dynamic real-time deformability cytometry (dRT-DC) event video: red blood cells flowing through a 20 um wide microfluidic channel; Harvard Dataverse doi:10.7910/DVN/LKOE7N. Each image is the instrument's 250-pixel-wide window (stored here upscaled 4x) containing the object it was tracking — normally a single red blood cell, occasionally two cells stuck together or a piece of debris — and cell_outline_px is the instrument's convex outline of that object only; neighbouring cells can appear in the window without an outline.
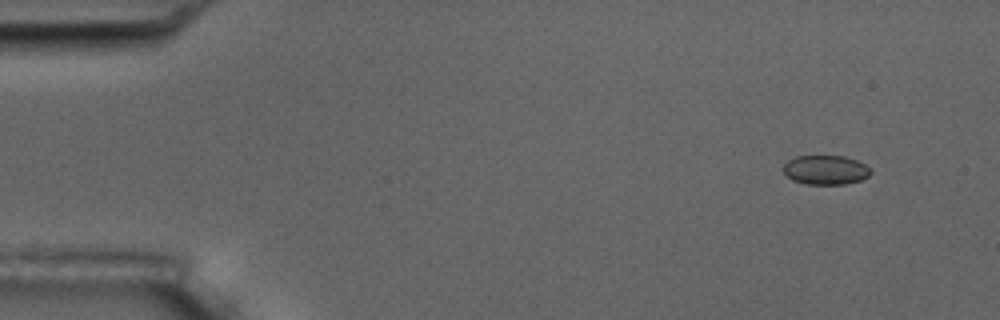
{"species": "common noctule bat (a hibernating species)", "species_latin": "Nyctalus noctula", "temperature_condition": "room temperature", "stored_images_in_passage": 16, "camera_frame_rate_fps": 3000, "um_per_image_px": 0.085, "animal": {"sex": "male", "body_mass_g": 17.5, "forearm_length_mm": 52.3}, "frame": {"image": 1, "passage_image": 1, "time_ms": 0.0, "image_size_px": [1000, 320], "cell_outline_px": [[872, 172], [868, 176], [860, 180], [844, 184], [808, 184], [792, 180], [784, 172], [784, 164], [788, 160], [796, 156], [844, 156], [856, 160], [864, 164]], "centroid_in_image_um": [70.17, 14.44], "position_along_channel_um": 14.8, "area_um2": 14.74}}
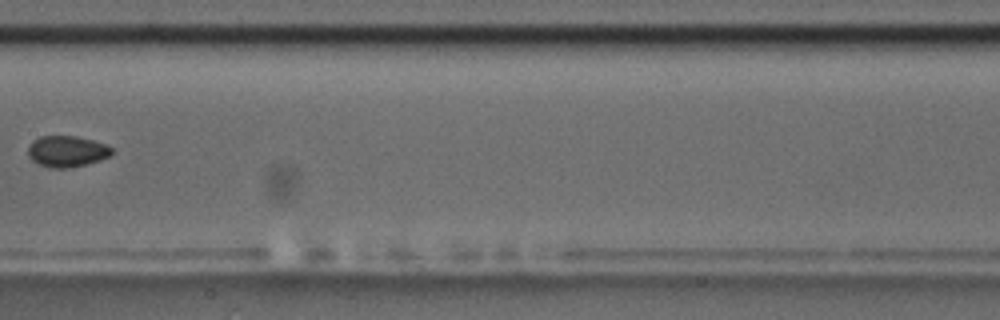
{"frame": {"image": 2, "passage_image": 8, "time_ms": 8.333, "image_size_px": [1000, 320], "cell_outline_px": [[112, 156], [88, 164], [68, 168], [52, 168], [36, 164], [28, 156], [28, 148], [32, 140], [40, 136], [76, 136], [92, 140], [104, 144], [112, 148]], "centroid_in_image_um": [5.67, 12.87], "position_along_channel_um": 201.7, "area_um2": 15.37}}
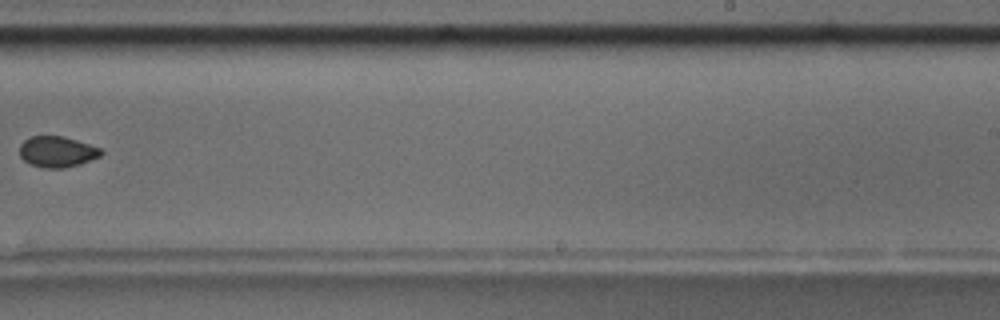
{"frame": {"image": 3, "passage_image": 10, "time_ms": 10.667, "image_size_px": [1000, 320], "cell_outline_px": [[104, 152], [100, 156], [80, 164], [64, 168], [44, 168], [32, 164], [24, 160], [20, 156], [20, 144], [28, 136], [64, 136], [100, 148]], "centroid_in_image_um": [4.85, 12.89], "position_along_channel_um": 284.2, "area_um2": 14.62}, "authors_computed_cell_mechanics": {"area_um2": 15.1725, "velocity_mm_per_s": 3.5491, "shape_relaxation_time_tau1_ms": 3.2192, "shape_relaxation_time_tau2_ms": 4.855, "deformation_change_tau1": 0.0411, "deformation_change_tau2": 0.0508}}